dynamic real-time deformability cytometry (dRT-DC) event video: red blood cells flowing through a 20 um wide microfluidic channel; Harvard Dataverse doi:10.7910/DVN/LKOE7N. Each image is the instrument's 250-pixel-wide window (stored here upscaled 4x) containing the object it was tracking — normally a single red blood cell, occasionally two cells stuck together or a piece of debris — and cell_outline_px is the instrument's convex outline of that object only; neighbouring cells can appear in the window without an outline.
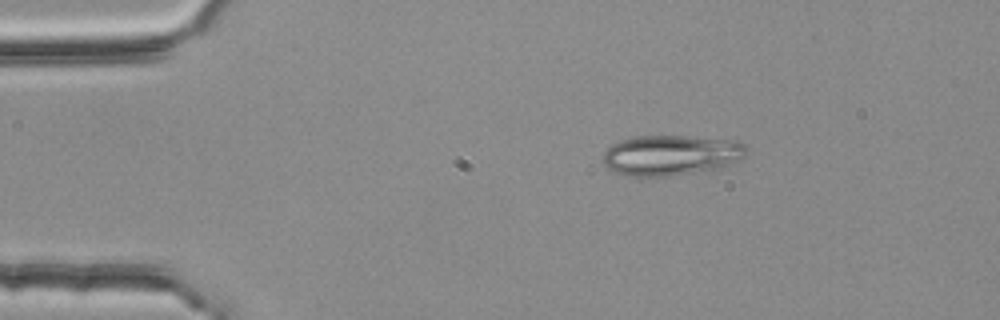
{"species": "common noctule bat (a hibernating species)", "species_latin": "Nyctalus noctula", "temperature_condition": "room temperature", "stored_images_in_passage": 2, "camera_frame_rate_fps": 3000, "um_per_image_px": 0.085, "animal": {"sex": "female", "body_mass_g": 25.1}, "frame": {"image": 1, "passage_image": 1, "time_ms": 0.0, "image_size_px": [1000, 320], "cell_outline_px": [[748, 152], [740, 160], [712, 168], [692, 172], [668, 176], [624, 176], [612, 172], [604, 164], [604, 152], [612, 144], [620, 140], [636, 136], [688, 136], [736, 140], [744, 144], [748, 148]], "centroid_in_image_um": [57.0, 13.17], "position_along_channel_um": 28.0, "area_um2": 33.58}}